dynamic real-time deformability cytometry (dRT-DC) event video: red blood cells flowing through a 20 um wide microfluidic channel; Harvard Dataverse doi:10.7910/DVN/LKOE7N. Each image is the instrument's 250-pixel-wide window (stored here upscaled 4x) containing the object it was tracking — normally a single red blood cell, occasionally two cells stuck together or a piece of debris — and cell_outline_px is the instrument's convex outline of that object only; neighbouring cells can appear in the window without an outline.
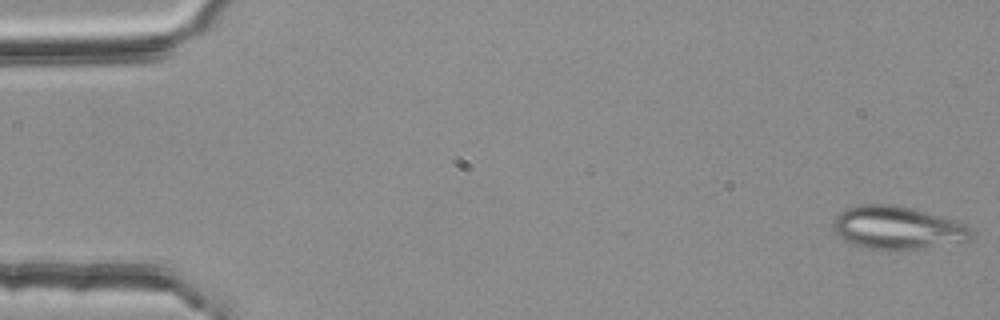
{"species": "common noctule bat (a hibernating species)", "species_latin": "Nyctalus noctula", "temperature_condition": "room temperature", "stored_images_in_passage": 4, "camera_frame_rate_fps": 3000, "um_per_image_px": 0.085, "animal": {"sex": "female", "body_mass_g": 25.1}, "frame": {"image": 1, "passage_image": 1, "time_ms": 0.0, "image_size_px": [1000, 320], "cell_outline_px": [[972, 236], [964, 244], [916, 248], [868, 248], [844, 240], [832, 228], [832, 224], [836, 216], [844, 208], [860, 204], [892, 204], [916, 208], [964, 224], [972, 232]], "centroid_in_image_um": [76.3, 19.33], "position_along_channel_um": 8.7, "area_um2": 34.39}}